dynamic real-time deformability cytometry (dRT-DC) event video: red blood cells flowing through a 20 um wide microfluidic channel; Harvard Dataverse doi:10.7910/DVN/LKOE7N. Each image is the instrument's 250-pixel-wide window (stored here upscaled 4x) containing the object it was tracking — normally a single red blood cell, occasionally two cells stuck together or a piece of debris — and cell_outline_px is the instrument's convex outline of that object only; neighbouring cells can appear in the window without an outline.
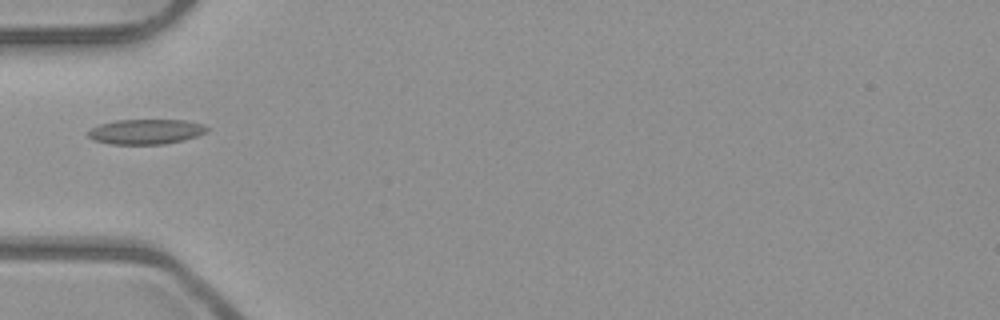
{"species": "common noctule bat (a hibernating species)", "species_latin": "Nyctalus noctula", "temperature_condition": "room temperature", "stored_images_in_passage": 2, "camera_frame_rate_fps": 3000, "um_per_image_px": 0.085, "animal": {"sex": "male", "body_mass_g": 23.1, "forearm_length_mm": 52.7}, "frame": {"image": 1, "passage_image": 1, "time_ms": 0.0, "image_size_px": [1000, 320], "cell_outline_px": [[208, 132], [184, 140], [164, 144], [112, 144], [92, 140], [88, 136], [88, 132], [92, 128], [100, 124], [116, 120], [184, 120], [204, 124], [208, 128]], "centroid_in_image_um": [12.42, 11.19], "position_along_channel_um": 72.6, "area_um2": 17.34}}
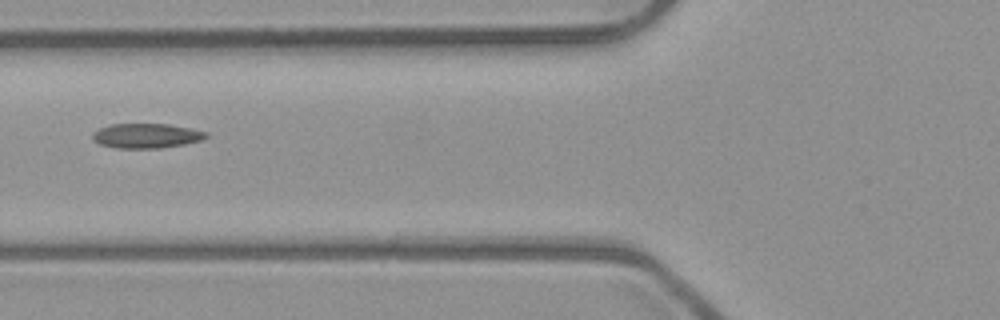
{"frame": {"image": 2, "passage_image": 2, "time_ms": 0.333, "image_size_px": [1000, 320], "cell_outline_px": [[208, 136], [204, 140], [184, 144], [160, 148], [116, 148], [100, 144], [92, 140], [92, 132], [100, 128], [112, 124], [168, 124], [192, 128], [208, 132]], "centroid_in_image_um": [12.46, 11.54], "position_along_channel_um": 113.3, "area_um2": 16.47}}